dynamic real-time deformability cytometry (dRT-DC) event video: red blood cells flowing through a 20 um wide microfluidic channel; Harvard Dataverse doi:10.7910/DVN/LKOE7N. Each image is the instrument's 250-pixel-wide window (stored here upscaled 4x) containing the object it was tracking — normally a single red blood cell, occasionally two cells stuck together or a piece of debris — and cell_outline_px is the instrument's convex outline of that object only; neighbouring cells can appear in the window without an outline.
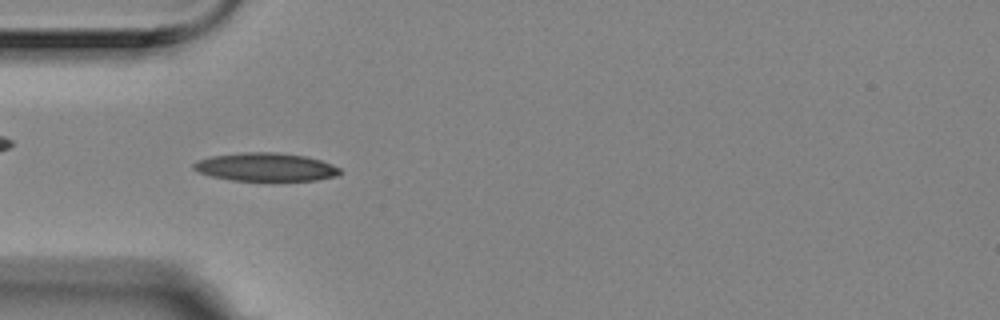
{"species": "Egyptian fruit bat (a non-hibernating species)", "species_latin": "Rousettus aegyptiacus", "temperature_condition": "room temperature", "stored_images_in_passage": 44, "camera_frame_rate_fps": 3000, "um_per_image_px": 0.085, "animal": {"sex": "female"}, "frame": {"image": 1, "passage_image": 5, "time_ms": 1.333, "image_size_px": [1000, 320], "cell_outline_px": [[340, 172], [336, 176], [316, 180], [232, 180], [212, 176], [200, 172], [192, 168], [192, 164], [196, 160], [212, 156], [244, 152], [276, 152], [304, 156], [320, 160], [332, 164], [340, 168]], "centroid_in_image_um": [22.56, 14.19], "position_along_channel_um": 62.4, "area_um2": 23.87}}
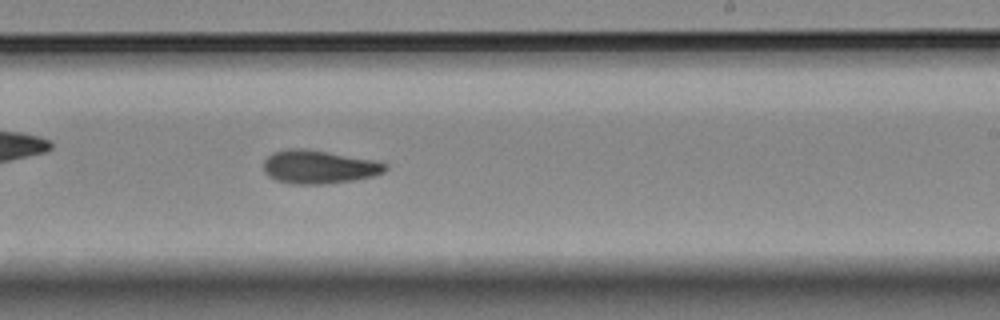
{"frame": {"image": 2, "passage_image": 22, "time_ms": 7.0, "image_size_px": [1000, 320], "cell_outline_px": [[388, 168], [384, 172], [372, 176], [352, 180], [328, 184], [292, 184], [276, 180], [268, 176], [264, 172], [264, 160], [272, 152], [288, 148], [304, 148], [376, 160], [388, 164]], "centroid_in_image_um": [27.1, 14.18], "position_along_channel_um": 261.9, "area_um2": 23.87}}
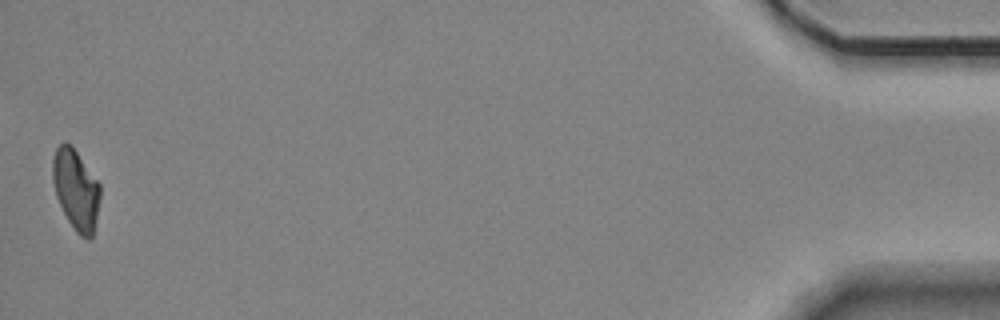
{"frame": {"image": 3, "passage_image": 44, "time_ms": 14.333, "image_size_px": [1000, 320], "cell_outline_px": [[100, 196], [92, 236], [88, 240], [80, 236], [76, 232], [68, 220], [56, 196], [52, 180], [52, 160], [56, 148], [64, 140], [72, 144], [100, 184]], "centroid_in_image_um": [6.43, 16.06], "position_along_channel_um": 428.8, "area_um2": 22.25}, "authors_computed_cell_mechanics": {"area_um2": 23.1778, "velocity_mm_per_s": 3.5339, "shape_relaxation_time_tau1_ms": 7.5207, "shape_relaxation_time_tau2_ms": 3.8954, "deformation_change_tau1": 0.1784, "deformation_change_tau2": 0.0974}}